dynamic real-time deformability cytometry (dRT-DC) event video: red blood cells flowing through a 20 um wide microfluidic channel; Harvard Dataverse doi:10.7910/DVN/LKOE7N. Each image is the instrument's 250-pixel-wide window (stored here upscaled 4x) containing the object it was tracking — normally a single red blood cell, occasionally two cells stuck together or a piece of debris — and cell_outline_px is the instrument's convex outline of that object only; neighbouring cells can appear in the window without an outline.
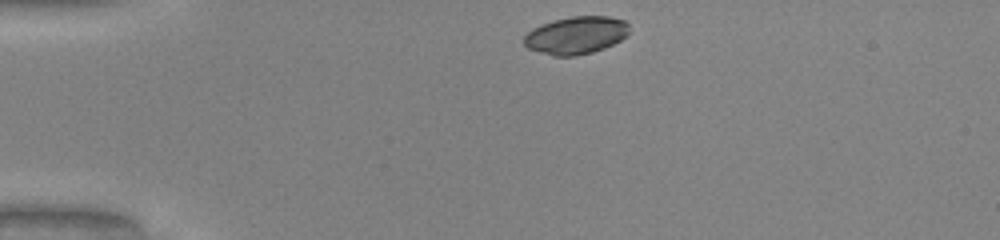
{"species": "common noctule bat (a hibernating species)", "species_latin": "Nyctalus noctula", "temperature_condition": "warm", "stored_images_in_passage": 32, "camera_frame_rate_fps": 3000, "um_per_image_px": 0.085, "animal": {"sex": "male", "body_mass_g": 20.0, "forearm_length_mm": 53.3}, "frame": {"image": 1, "passage_image": 1, "time_ms": 0.0, "image_size_px": [1000, 240], "cell_outline_px": [[628, 32], [620, 40], [604, 48], [592, 52], [576, 56], [552, 56], [528, 48], [524, 44], [524, 36], [532, 28], [556, 20], [572, 16], [608, 16], [624, 20], [628, 24]], "centroid_in_image_um": [48.95, 3.0], "position_along_channel_um": 36.0, "area_um2": 22.83}}
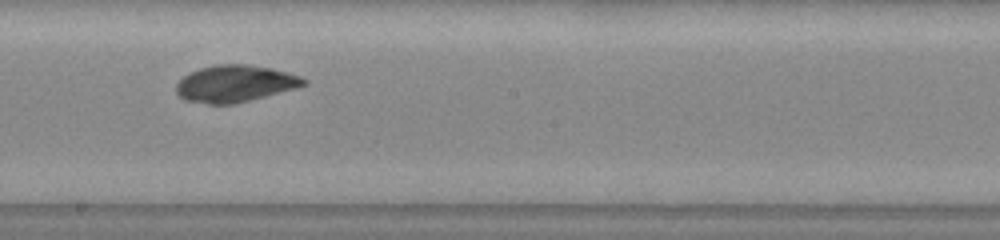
{"frame": {"image": 2, "passage_image": 19, "time_ms": 6.0, "image_size_px": [1000, 240], "cell_outline_px": [[308, 84], [296, 88], [232, 104], [208, 104], [184, 100], [176, 92], [176, 84], [188, 72], [200, 68], [216, 64], [248, 64], [272, 68], [300, 76], [308, 80]], "centroid_in_image_um": [19.97, 7.1], "position_along_channel_um": 228.2, "area_um2": 27.34}}
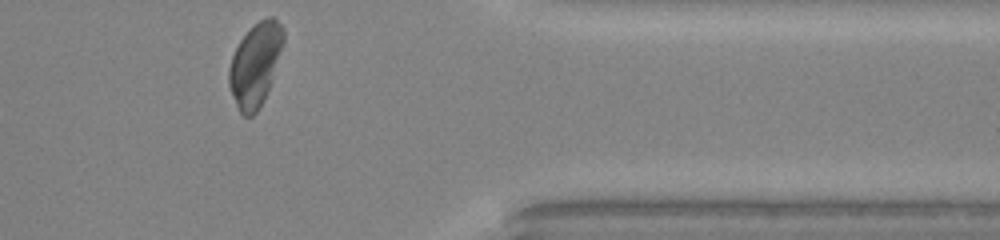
{"frame": {"image": 3, "passage_image": 32, "time_ms": 10.333, "image_size_px": [1000, 240], "cell_outline_px": [[284, 40], [272, 80], [264, 100], [256, 112], [252, 116], [244, 116], [240, 112], [232, 96], [228, 84], [228, 68], [232, 56], [240, 40], [260, 20], [268, 16], [272, 16], [284, 28]], "centroid_in_image_um": [21.69, 5.5], "position_along_channel_um": 389.7, "area_um2": 26.13}, "authors_computed_cell_mechanics": {"area_um2": 27.1082, "velocity_mm_per_s": 4.0741, "shape_relaxation_time_tau1_ms": null, "shape_relaxation_time_tau2_ms": 0.8617, "deformation_change_tau1": null, "deformation_change_tau2": 0.0285}}